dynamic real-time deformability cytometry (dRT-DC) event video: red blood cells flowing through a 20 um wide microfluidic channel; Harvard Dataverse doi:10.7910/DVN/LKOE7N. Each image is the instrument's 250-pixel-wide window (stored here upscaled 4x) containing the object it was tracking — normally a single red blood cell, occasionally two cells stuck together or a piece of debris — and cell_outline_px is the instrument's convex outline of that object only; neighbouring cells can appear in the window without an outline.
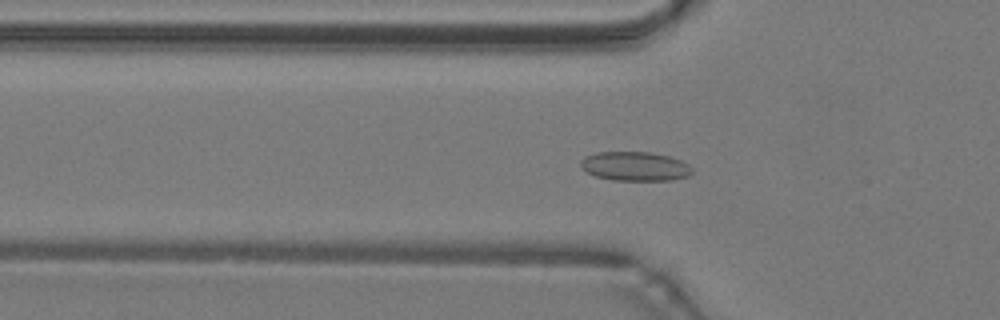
{"species": "common noctule bat (a hibernating species)", "species_latin": "Nyctalus noctula", "temperature_condition": "warm", "stored_images_in_passage": 49, "camera_frame_rate_fps": 3000, "um_per_image_px": 0.085, "animal": {"sex": "male", "body_mass_g": 19.2, "forearm_length_mm": 51.8}, "frame": {"image": 1, "passage_image": 17, "time_ms": 5.333, "image_size_px": [1000, 320], "cell_outline_px": [[692, 172], [688, 176], [672, 180], [612, 180], [596, 176], [580, 168], [580, 160], [584, 156], [596, 152], [652, 152], [668, 156], [680, 160], [688, 164], [692, 168]], "centroid_in_image_um": [53.95, 14.13], "position_along_channel_um": 71.9, "area_um2": 19.02}}
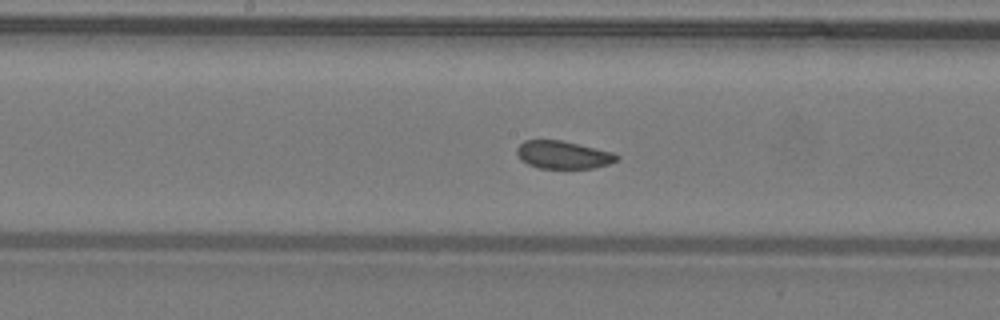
{"frame": {"image": 2, "passage_image": 26, "time_ms": 8.333, "image_size_px": [1000, 320], "cell_outline_px": [[620, 156], [616, 160], [608, 164], [592, 168], [540, 168], [528, 164], [520, 160], [516, 152], [516, 148], [524, 140], [560, 140], [612, 152]], "centroid_in_image_um": [47.82, 13.16], "position_along_channel_um": 200.4, "area_um2": 16.01}}
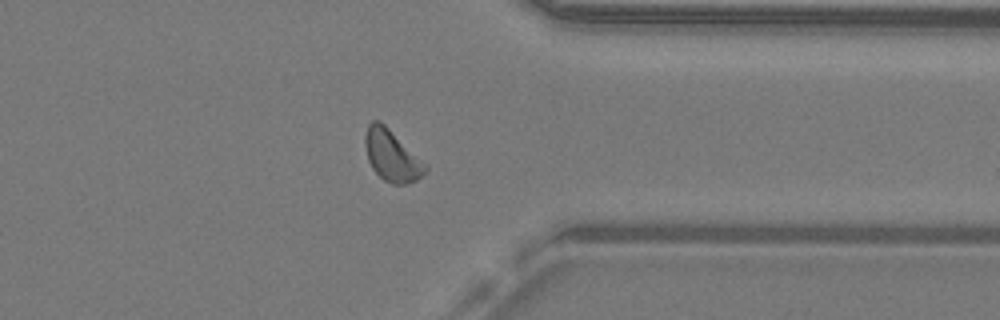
{"frame": {"image": 3, "passage_image": 39, "time_ms": 12.667, "image_size_px": [1000, 320], "cell_outline_px": [[428, 168], [416, 180], [404, 184], [392, 184], [384, 180], [372, 168], [368, 160], [364, 144], [364, 136], [368, 124], [372, 120], [380, 120], [428, 164]], "centroid_in_image_um": [33.3, 13.2], "position_along_channel_um": 378.1, "area_um2": 18.09}, "authors_computed_cell_mechanics": {"area_um2": 17.3978, "velocity_mm_per_s": 4.2621, "shape_relaxation_time_tau1_ms": 3.4943, "shape_relaxation_time_tau2_ms": null, "deformation_change_tau1": 0.0575, "deformation_change_tau2": null}}